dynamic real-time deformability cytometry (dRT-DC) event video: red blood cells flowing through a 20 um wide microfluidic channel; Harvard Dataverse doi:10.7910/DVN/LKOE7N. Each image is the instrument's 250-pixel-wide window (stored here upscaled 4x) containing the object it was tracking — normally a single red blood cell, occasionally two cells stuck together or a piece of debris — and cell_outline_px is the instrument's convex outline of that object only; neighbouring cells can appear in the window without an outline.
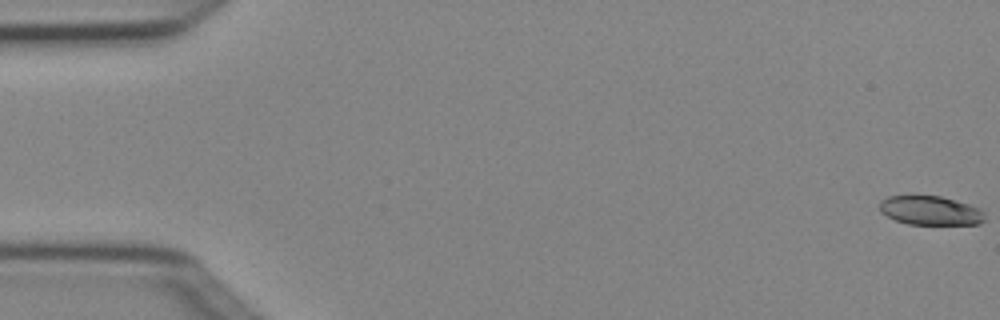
{"species": "Egyptian fruit bat (a non-hibernating species)", "species_latin": "Rousettus aegyptiacus", "temperature_condition": "cold", "stored_images_in_passage": 5, "camera_frame_rate_fps": 3000, "um_per_image_px": 0.085, "animal": {"sex": "female"}, "frame": {"image": 1, "passage_image": 1, "time_ms": 0.0, "image_size_px": [1000, 320], "cell_outline_px": [[984, 220], [980, 224], [908, 224], [896, 220], [880, 212], [880, 200], [888, 196], [912, 192], [940, 196], [968, 204], [980, 208], [984, 212]], "centroid_in_image_um": [79.02, 17.84], "position_along_channel_um": 6.0, "area_um2": 18.44}}
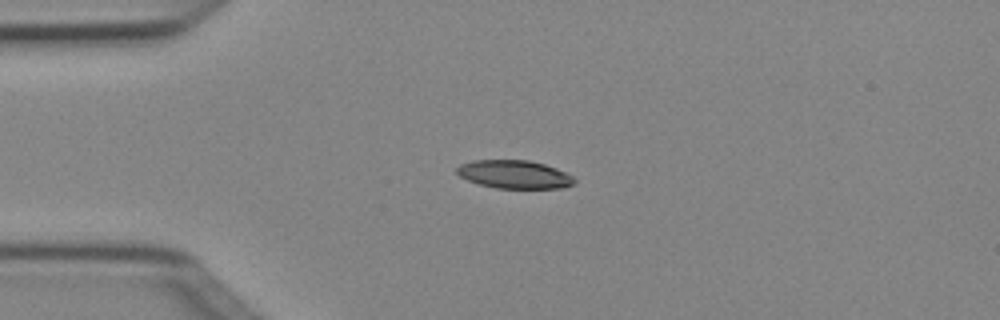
{"frame": {"image": 2, "passage_image": 3, "time_ms": 0.667, "image_size_px": [1000, 320], "cell_outline_px": [[576, 184], [564, 188], [496, 188], [480, 184], [468, 180], [460, 176], [456, 172], [456, 168], [460, 164], [472, 160], [528, 160], [544, 164], [556, 168], [572, 176], [576, 180]], "centroid_in_image_um": [43.73, 14.82], "position_along_channel_um": 41.3, "area_um2": 19.36}}
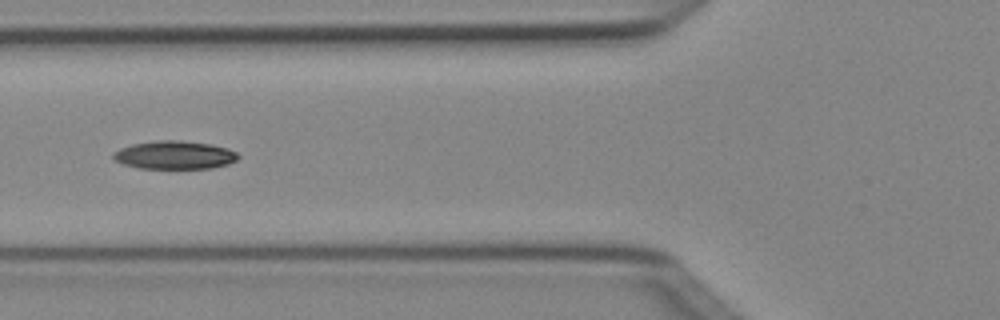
{"frame": {"image": 3, "passage_image": 5, "time_ms": 1.333, "image_size_px": [1000, 320], "cell_outline_px": [[240, 156], [236, 160], [228, 164], [212, 168], [140, 168], [124, 164], [112, 160], [112, 152], [120, 148], [132, 144], [160, 140], [180, 140], [212, 144], [228, 148], [236, 152]], "centroid_in_image_um": [14.83, 13.17], "position_along_channel_um": 111.0, "area_um2": 20.63}}